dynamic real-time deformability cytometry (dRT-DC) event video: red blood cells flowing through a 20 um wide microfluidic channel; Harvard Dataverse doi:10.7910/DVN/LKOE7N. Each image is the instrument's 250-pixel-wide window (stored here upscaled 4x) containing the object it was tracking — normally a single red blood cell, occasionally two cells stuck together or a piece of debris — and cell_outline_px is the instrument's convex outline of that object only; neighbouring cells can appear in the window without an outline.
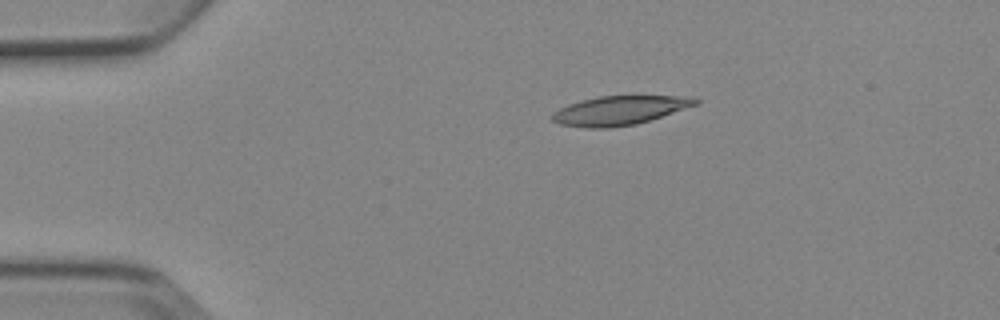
{"species": "Egyptian fruit bat (a non-hibernating species)", "species_latin": "Rousettus aegyptiacus", "temperature_condition": "cold", "stored_images_in_passage": 3, "camera_frame_rate_fps": 3000, "um_per_image_px": 0.085, "animal": {"sex": "female"}, "frame": {"image": 1, "passage_image": 1, "time_ms": 0.0, "image_size_px": [1000, 320], "cell_outline_px": [[700, 104], [636, 124], [608, 128], [588, 128], [560, 124], [552, 120], [552, 112], [568, 104], [596, 96], [692, 96], [700, 100]], "centroid_in_image_um": [52.68, 9.38], "position_along_channel_um": 32.3, "area_um2": 24.28}}
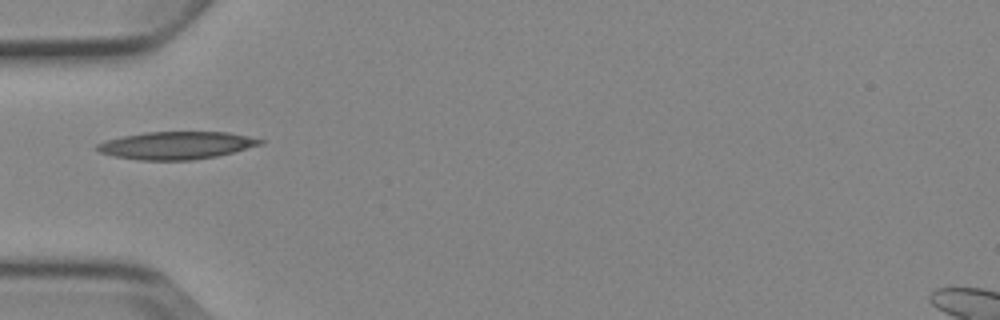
{"frame": {"image": 2, "passage_image": 3, "time_ms": 2.333, "image_size_px": [1000, 320], "cell_outline_px": [[264, 144], [216, 156], [192, 160], [140, 160], [112, 156], [100, 152], [92, 148], [96, 144], [108, 140], [124, 136], [148, 132], [228, 132], [264, 140]], "centroid_in_image_um": [14.96, 12.36], "position_along_channel_um": 70.0, "area_um2": 26.13}}